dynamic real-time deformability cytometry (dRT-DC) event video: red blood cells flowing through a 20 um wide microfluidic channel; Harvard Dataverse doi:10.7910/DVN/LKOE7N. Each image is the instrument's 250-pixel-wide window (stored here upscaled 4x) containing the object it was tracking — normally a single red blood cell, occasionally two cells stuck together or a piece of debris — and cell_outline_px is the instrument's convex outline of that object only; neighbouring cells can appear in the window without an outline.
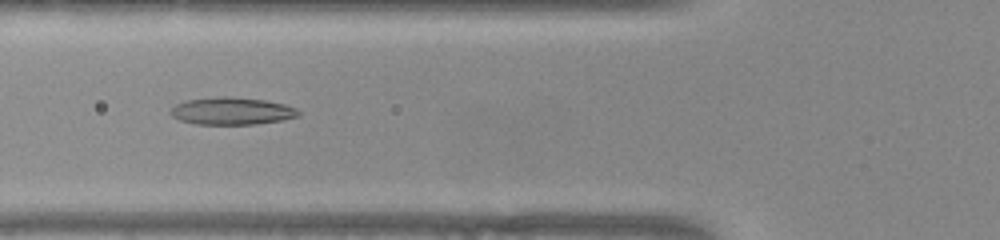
{"species": "common noctule bat (a hibernating species)", "species_latin": "Nyctalus noctula", "temperature_condition": "warm", "stored_images_in_passage": 47, "camera_frame_rate_fps": 3000, "um_per_image_px": 0.085, "animal": {"sex": "female", "body_mass_g": 22.0, "forearm_length_mm": 56.7}, "frame": {"image": 1, "passage_image": 14, "time_ms": 4.333, "image_size_px": [1000, 240], "cell_outline_px": [[300, 116], [284, 120], [256, 124], [196, 124], [180, 120], [172, 116], [168, 112], [176, 104], [188, 100], [220, 96], [228, 96], [264, 100], [284, 104], [296, 108], [300, 112]], "centroid_in_image_um": [19.72, 9.44], "position_along_channel_um": 106.1, "area_um2": 20.4}}
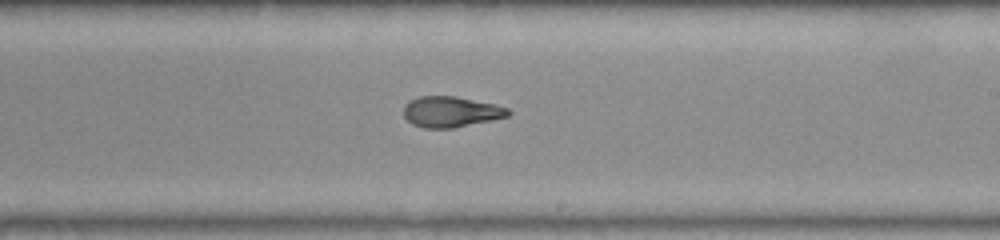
{"frame": {"image": 2, "passage_image": 25, "time_ms": 8.0, "image_size_px": [1000, 240], "cell_outline_px": [[512, 112], [508, 116], [492, 120], [452, 128], [424, 128], [412, 124], [404, 116], [404, 104], [408, 100], [420, 96], [456, 96], [492, 104], [508, 108]], "centroid_in_image_um": [38.29, 9.5], "position_along_channel_um": 250.7, "area_um2": 18.67}}
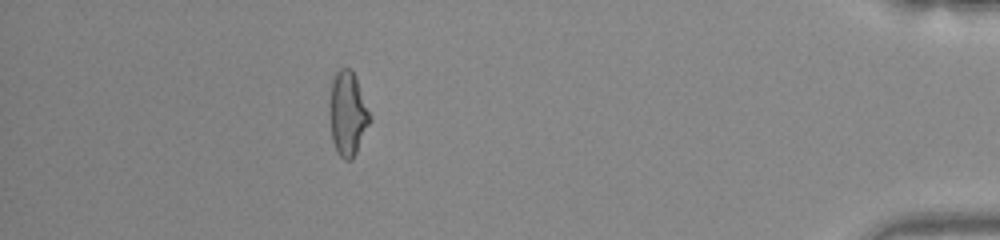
{"frame": {"image": 3, "passage_image": 41, "time_ms": 13.333, "image_size_px": [1000, 240], "cell_outline_px": [[372, 120], [352, 160], [344, 160], [336, 152], [332, 140], [328, 104], [332, 80], [336, 72], [340, 68], [348, 68], [356, 76], [372, 116]], "centroid_in_image_um": [29.55, 9.66], "position_along_channel_um": 405.6, "area_um2": 20.17}, "authors_computed_cell_mechanics": {"area_um2": 19.5364, "velocity_mm_per_s": 3.9479, "shape_relaxation_time_tau1_ms": 10.0561, "shape_relaxation_time_tau2_ms": 1.7069, "deformation_change_tau1": 0.3022, "deformation_change_tau2": 0.0899}}